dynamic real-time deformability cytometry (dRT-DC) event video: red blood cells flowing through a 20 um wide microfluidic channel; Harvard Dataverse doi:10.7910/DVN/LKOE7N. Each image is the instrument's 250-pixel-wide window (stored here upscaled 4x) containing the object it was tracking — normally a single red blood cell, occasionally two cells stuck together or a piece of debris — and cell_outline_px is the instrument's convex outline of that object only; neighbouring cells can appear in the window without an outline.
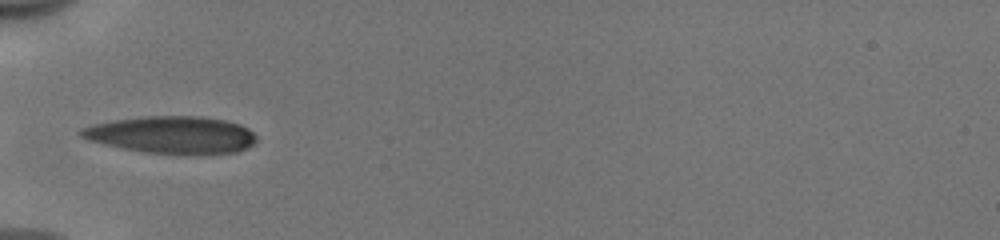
{"species": "human", "species_latin": "Homo sapiens", "temperature_condition": "cold", "stored_images_in_passage": 34, "camera_frame_rate_fps": 3000, "um_per_image_px": 0.085, "donor": {"sex": "male"}, "frame": {"image": 1, "passage_image": 1, "time_ms": 0.0, "image_size_px": [1000, 240], "cell_outline_px": [[256, 140], [248, 148], [236, 152], [144, 152], [120, 148], [88, 140], [80, 136], [76, 132], [80, 128], [92, 124], [112, 120], [140, 116], [200, 116], [228, 120], [240, 124], [248, 128], [256, 136]], "centroid_in_image_um": [14.54, 11.42], "position_along_channel_um": 70.5, "area_um2": 37.69}}
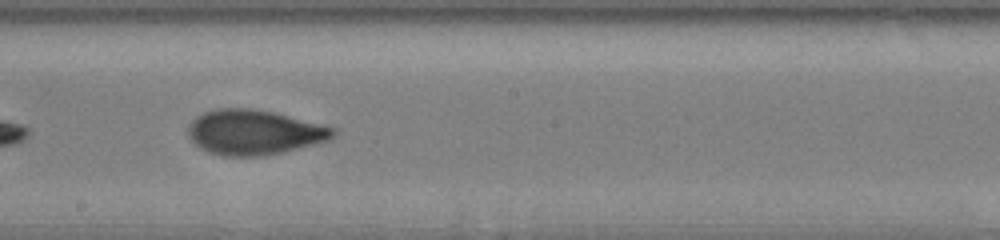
{"frame": {"image": 2, "passage_image": 13, "time_ms": 4.0, "image_size_px": [1000, 240], "cell_outline_px": [[336, 136], [328, 140], [264, 156], [224, 156], [200, 148], [188, 136], [188, 124], [196, 116], [204, 112], [216, 108], [252, 108], [272, 112], [336, 128]], "centroid_in_image_um": [21.57, 11.23], "position_along_channel_um": 226.6, "area_um2": 37.63}}
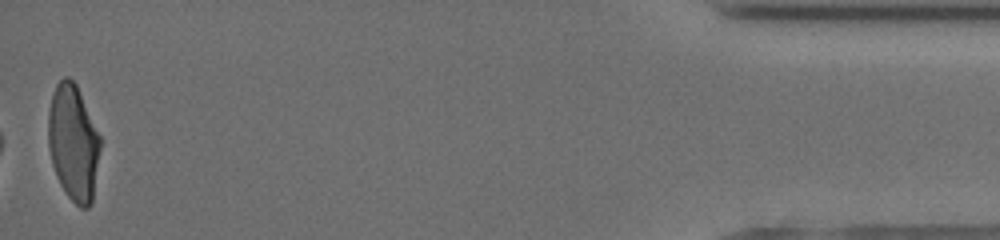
{"frame": {"image": 3, "passage_image": 34, "time_ms": 11.0, "image_size_px": [1000, 240], "cell_outline_px": [[100, 148], [92, 200], [88, 208], [80, 208], [68, 196], [60, 184], [56, 176], [52, 164], [48, 148], [48, 112], [52, 96], [56, 84], [64, 76], [68, 76], [76, 84], [100, 136]], "centroid_in_image_um": [6.21, 12.12], "position_along_channel_um": 429.0, "area_um2": 34.97}, "authors_computed_cell_mechanics": {"area_um2": 37.0787, "velocity_mm_per_s": 3.9838, "shape_relaxation_time_tau1_ms": 4.7671, "shape_relaxation_time_tau2_ms": 1.1792, "deformation_change_tau1": 0.1714, "deformation_change_tau2": 0.0719}}